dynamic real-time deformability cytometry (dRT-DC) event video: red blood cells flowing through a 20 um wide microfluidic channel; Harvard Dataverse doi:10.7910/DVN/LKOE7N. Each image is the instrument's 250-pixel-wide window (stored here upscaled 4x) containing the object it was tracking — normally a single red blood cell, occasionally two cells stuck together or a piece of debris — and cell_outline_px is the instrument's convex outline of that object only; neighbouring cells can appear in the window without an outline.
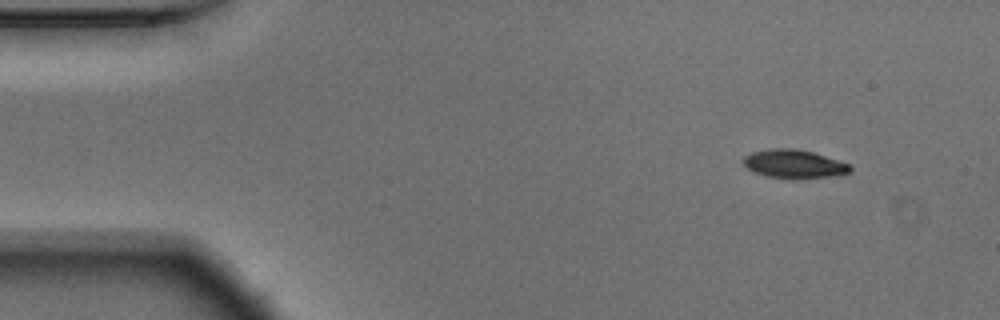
{"species": "Egyptian fruit bat (a non-hibernating species)", "species_latin": "Rousettus aegyptiacus", "temperature_condition": "warm", "stored_images_in_passage": 53, "camera_frame_rate_fps": 3000, "um_per_image_px": 0.085, "animal": {"sex": "male"}, "frame": {"image": 1, "passage_image": 5, "time_ms": 1.333, "image_size_px": [1000, 320], "cell_outline_px": [[852, 172], [840, 176], [768, 176], [756, 172], [748, 168], [744, 164], [744, 156], [752, 152], [768, 148], [796, 148], [812, 152], [852, 164]], "centroid_in_image_um": [67.55, 13.88], "position_along_channel_um": 17.4, "area_um2": 17.17}}
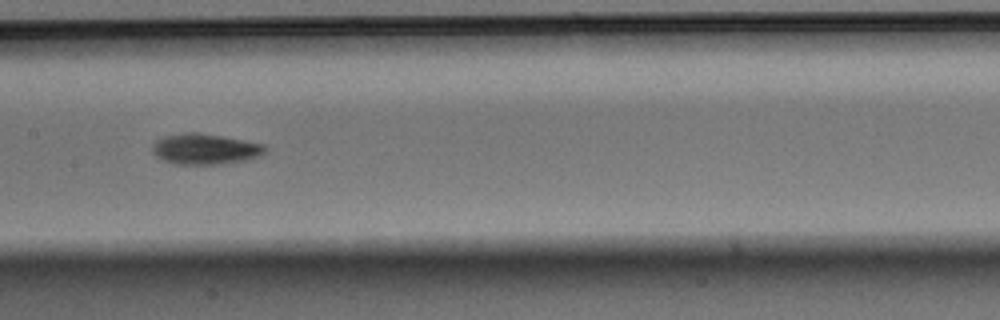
{"frame": {"image": 2, "passage_image": 26, "time_ms": 8.333, "image_size_px": [1000, 320], "cell_outline_px": [[268, 148], [260, 156], [248, 160], [220, 164], [176, 164], [164, 160], [156, 156], [152, 152], [152, 148], [156, 140], [164, 136], [192, 132], [200, 132], [244, 140], [264, 144]], "centroid_in_image_um": [17.46, 12.67], "position_along_channel_um": 189.9, "area_um2": 20.17}}
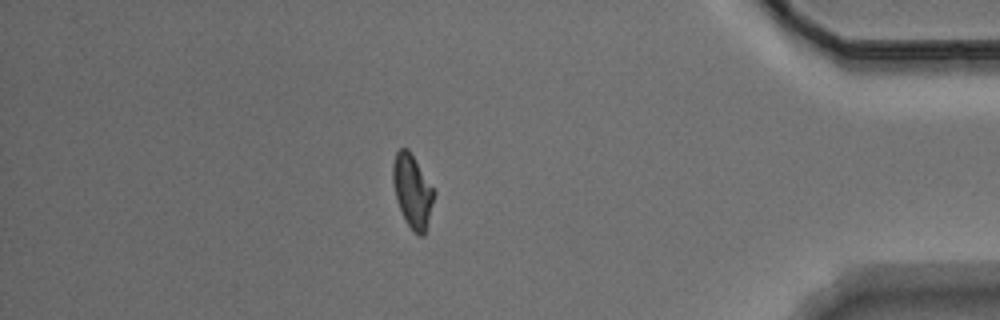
{"frame": {"image": 3, "passage_image": 46, "time_ms": 15.0, "image_size_px": [1000, 320], "cell_outline_px": [[436, 192], [424, 236], [420, 236], [412, 232], [400, 208], [396, 196], [392, 180], [392, 164], [396, 152], [400, 148], [408, 148]], "centroid_in_image_um": [35.06, 16.23], "position_along_channel_um": 400.1, "area_um2": 17.4}, "authors_computed_cell_mechanics": {"area_um2": 18.0914, "velocity_mm_per_s": 3.7507, "shape_relaxation_time_tau1_ms": 2.2358, "shape_relaxation_time_tau2_ms": null, "deformation_change_tau1": 0.1427, "deformation_change_tau2": null}}